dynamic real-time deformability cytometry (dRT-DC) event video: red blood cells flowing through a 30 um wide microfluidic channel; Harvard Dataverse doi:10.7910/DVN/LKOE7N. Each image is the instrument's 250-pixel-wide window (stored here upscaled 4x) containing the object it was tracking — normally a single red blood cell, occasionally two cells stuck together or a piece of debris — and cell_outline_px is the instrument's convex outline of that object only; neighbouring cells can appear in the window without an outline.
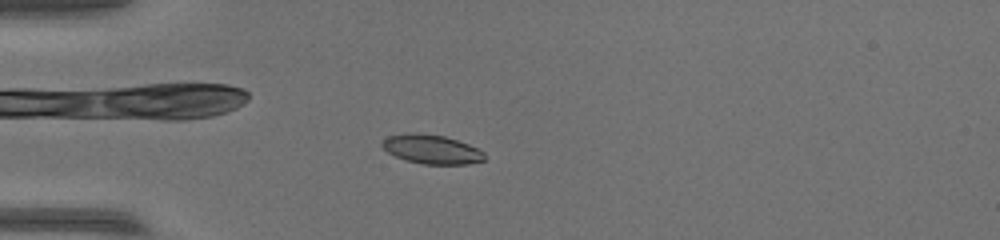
{"species": "common noctule bat (a hibernating species)", "species_latin": "Nyctalus noctula", "temperature_condition": "warm", "stored_images_in_passage": 52, "camera_frame_rate_fps": 3000, "um_per_image_px": 0.085, "animal": {"sex": "female", "body_mass_g": 17.0, "forearm_length_mm": 48.0}, "frame": {"image": 1, "passage_image": 14, "time_ms": 4.333, "image_size_px": [1000, 240], "cell_outline_px": [[484, 160], [468, 164], [424, 164], [408, 160], [396, 156], [388, 152], [380, 144], [388, 136], [412, 132], [444, 136], [468, 144], [484, 152]], "centroid_in_image_um": [36.69, 12.68], "position_along_channel_um": 48.3, "area_um2": 17.05}}
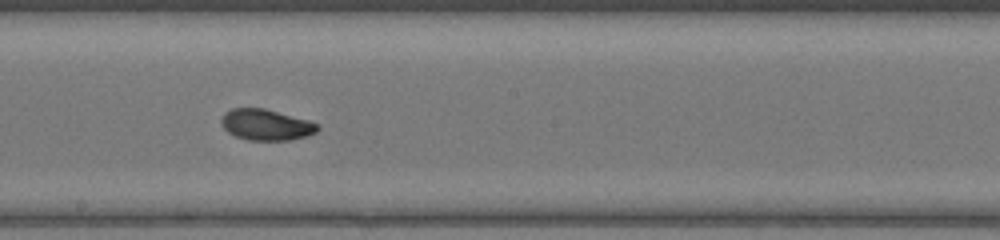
{"frame": {"image": 2, "passage_image": 29, "time_ms": 9.333, "image_size_px": [1000, 240], "cell_outline_px": [[320, 128], [316, 132], [308, 136], [292, 140], [248, 140], [236, 136], [228, 132], [224, 128], [220, 120], [224, 112], [232, 108], [264, 108], [308, 120], [316, 124]], "centroid_in_image_um": [22.61, 10.61], "position_along_channel_um": 225.6, "area_um2": 17.4}}
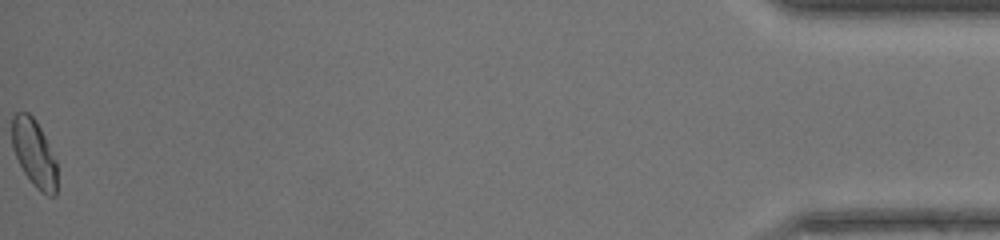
{"frame": {"image": 3, "passage_image": 52, "time_ms": 17.0, "image_size_px": [1000, 240], "cell_outline_px": [[56, 196], [48, 196], [40, 192], [32, 184], [24, 172], [12, 148], [12, 116], [16, 112], [28, 112], [36, 120], [56, 160]], "centroid_in_image_um": [2.89, 13.02], "position_along_channel_um": 432.3, "area_um2": 17.63}}